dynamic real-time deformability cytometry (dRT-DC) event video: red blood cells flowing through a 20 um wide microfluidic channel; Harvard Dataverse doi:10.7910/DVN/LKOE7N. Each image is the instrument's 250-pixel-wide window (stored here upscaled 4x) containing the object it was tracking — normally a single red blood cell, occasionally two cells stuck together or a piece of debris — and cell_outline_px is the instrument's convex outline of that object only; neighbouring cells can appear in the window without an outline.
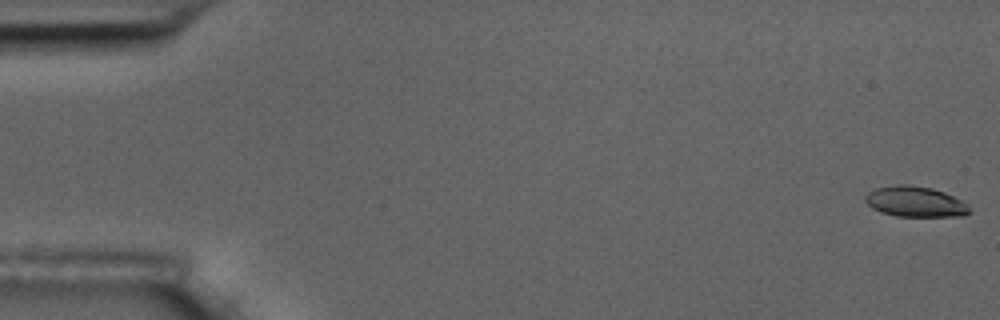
{"species": "common noctule bat (a hibernating species)", "species_latin": "Nyctalus noctula", "temperature_condition": "room temperature", "stored_images_in_passage": 5, "camera_frame_rate_fps": 3000, "um_per_image_px": 0.085, "animal": {"sex": "male", "body_mass_g": 17.5, "forearm_length_mm": 52.3}, "frame": {"image": 1, "passage_image": 1, "time_ms": 0.0, "image_size_px": [1000, 320], "cell_outline_px": [[972, 212], [964, 216], [896, 216], [880, 212], [872, 208], [864, 200], [864, 196], [868, 192], [876, 188], [896, 184], [912, 184], [932, 188], [944, 192], [968, 204]], "centroid_in_image_um": [77.79, 17.14], "position_along_channel_um": 7.2, "area_um2": 18.73}}
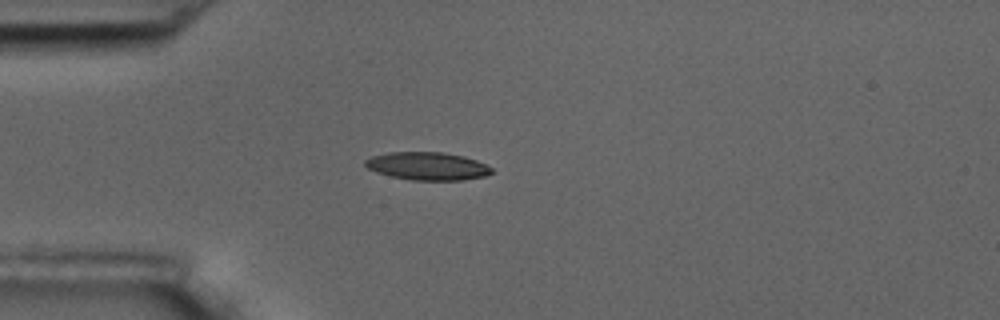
{"frame": {"image": 2, "passage_image": 5, "time_ms": 5.0, "image_size_px": [1000, 320], "cell_outline_px": [[492, 172], [484, 176], [464, 180], [412, 180], [392, 176], [376, 172], [368, 168], [364, 164], [364, 160], [372, 156], [388, 152], [444, 152], [464, 156], [476, 160], [492, 168]], "centroid_in_image_um": [36.32, 14.11], "position_along_channel_um": 48.7, "area_um2": 20.52}}